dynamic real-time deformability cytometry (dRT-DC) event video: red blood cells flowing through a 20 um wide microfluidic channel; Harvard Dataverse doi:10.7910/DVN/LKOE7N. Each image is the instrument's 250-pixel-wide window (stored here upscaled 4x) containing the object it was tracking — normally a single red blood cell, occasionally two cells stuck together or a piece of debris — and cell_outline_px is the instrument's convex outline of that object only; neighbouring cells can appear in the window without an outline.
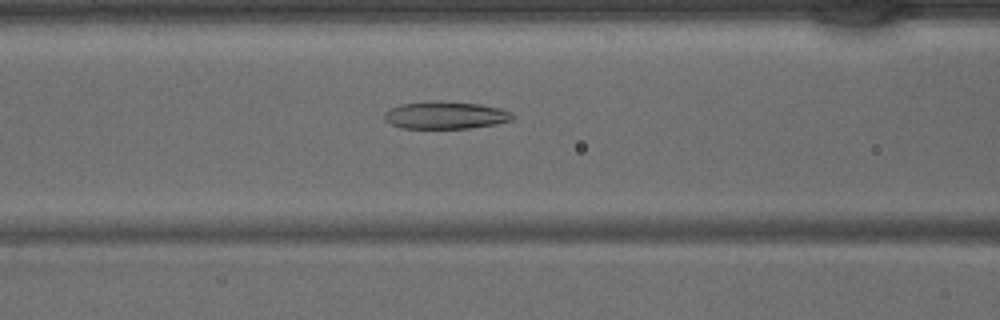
{"species": "common noctule bat (a hibernating species)", "species_latin": "Nyctalus noctula", "temperature_condition": "warm", "stored_images_in_passage": 38, "camera_frame_rate_fps": 3000, "um_per_image_px": 0.085, "animal": {"sex": "male", "body_mass_g": 15.6}, "frame": {"image": 1, "passage_image": 13, "time_ms": 4.0, "image_size_px": [1000, 320], "cell_outline_px": [[516, 116], [512, 120], [496, 124], [468, 128], [400, 128], [384, 120], [384, 112], [388, 108], [400, 104], [436, 100], [440, 100], [480, 104], [500, 108], [512, 112]], "centroid_in_image_um": [37.86, 9.78], "position_along_channel_um": 128.7, "area_um2": 20.81}}
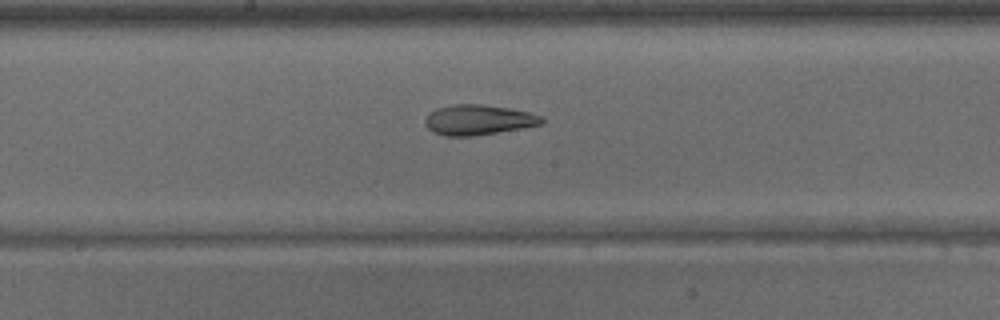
{"frame": {"image": 2, "passage_image": 18, "time_ms": 5.667, "image_size_px": [1000, 320], "cell_outline_px": [[544, 120], [540, 124], [520, 128], [472, 136], [444, 136], [432, 132], [424, 124], [424, 120], [428, 112], [436, 108], [452, 104], [480, 104], [512, 108], [544, 116]], "centroid_in_image_um": [40.6, 10.17], "position_along_channel_um": 207.6, "area_um2": 20.63}}
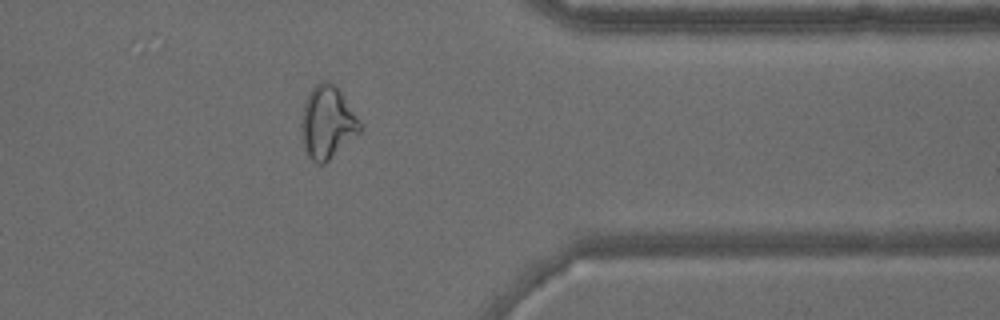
{"frame": {"image": 3, "passage_image": 30, "time_ms": 9.667, "image_size_px": [1000, 320], "cell_outline_px": [[364, 128], [360, 132], [324, 164], [316, 164], [308, 156], [304, 144], [300, 128], [300, 120], [304, 100], [308, 92], [320, 80], [328, 80], [336, 84]], "centroid_in_image_um": [27.8, 10.37], "position_along_channel_um": 383.6, "area_um2": 25.03}}